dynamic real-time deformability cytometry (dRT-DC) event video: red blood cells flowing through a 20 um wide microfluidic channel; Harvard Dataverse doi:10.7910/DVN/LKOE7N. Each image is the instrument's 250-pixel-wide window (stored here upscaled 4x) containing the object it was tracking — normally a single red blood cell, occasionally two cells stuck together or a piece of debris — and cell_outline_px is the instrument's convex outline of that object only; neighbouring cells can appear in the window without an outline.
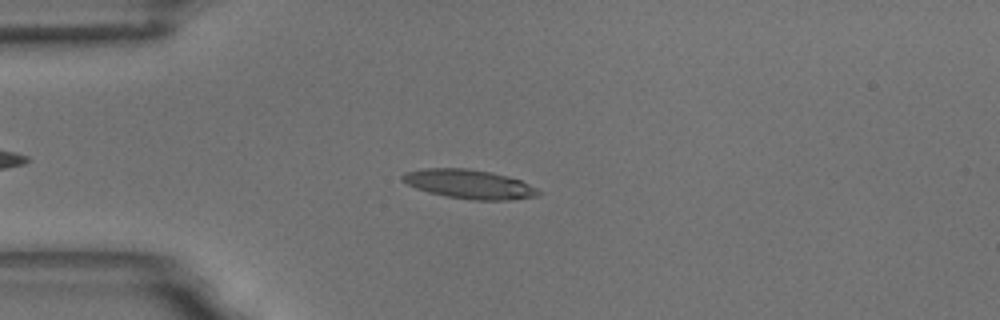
{"species": "common noctule bat (a hibernating species)", "species_latin": "Nyctalus noctula", "temperature_condition": "room temperature", "stored_images_in_passage": 52, "camera_frame_rate_fps": 3000, "um_per_image_px": 0.085, "animal": {"sex": "male", "body_mass_g": 18.8}, "frame": {"image": 1, "passage_image": 8, "time_ms": 2.333, "image_size_px": [1000, 320], "cell_outline_px": [[540, 192], [536, 196], [508, 200], [472, 200], [448, 196], [428, 192], [416, 188], [400, 180], [400, 176], [408, 172], [424, 168], [468, 168], [492, 172], [520, 180], [536, 188]], "centroid_in_image_um": [39.85, 15.64], "position_along_channel_um": 45.1, "area_um2": 22.83}}
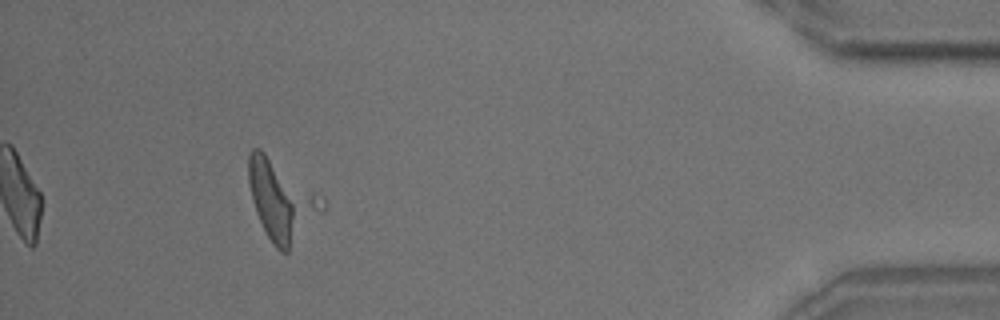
{"frame": {"image": 2, "passage_image": 47, "time_ms": 15.333, "image_size_px": [1000, 320], "cell_outline_px": [[328, 208], [288, 252], [280, 252], [272, 244], [256, 212], [252, 200], [248, 184], [248, 156], [252, 148], [260, 148], [324, 196], [328, 204]], "centroid_in_image_um": [24.0, 17.03], "position_along_channel_um": 411.2, "area_um2": 34.97}}